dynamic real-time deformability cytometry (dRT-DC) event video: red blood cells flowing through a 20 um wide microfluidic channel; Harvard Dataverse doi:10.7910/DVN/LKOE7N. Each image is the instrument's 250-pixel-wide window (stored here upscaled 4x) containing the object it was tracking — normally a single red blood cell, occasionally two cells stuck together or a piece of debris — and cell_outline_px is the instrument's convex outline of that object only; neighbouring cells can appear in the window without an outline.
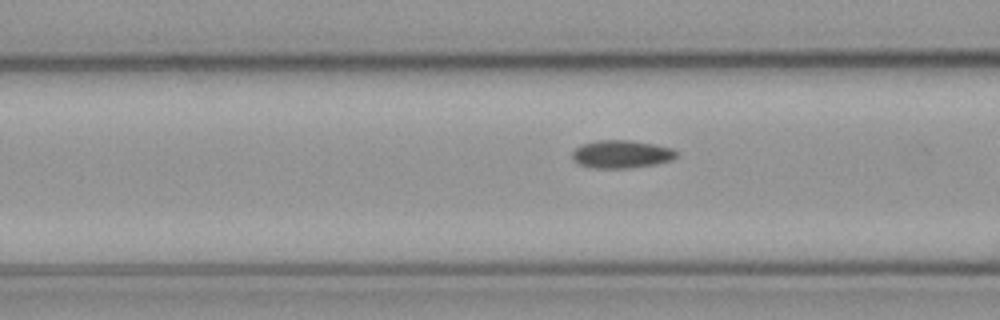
{"species": "common noctule bat (a hibernating species)", "species_latin": "Nyctalus noctula", "temperature_condition": "cold", "stored_images_in_passage": 17, "camera_frame_rate_fps": 3000, "um_per_image_px": 0.085, "animal": {"sex": "male", "body_mass_g": 23.1, "forearm_length_mm": 52.7}, "frame": {"image": 1, "passage_image": 15, "time_ms": 4.667, "image_size_px": [1000, 320], "cell_outline_px": [[676, 156], [672, 160], [656, 164], [628, 168], [596, 168], [580, 164], [572, 160], [572, 152], [580, 144], [596, 140], [628, 140], [656, 144], [672, 148], [676, 152]], "centroid_in_image_um": [52.81, 13.09], "position_along_channel_um": 113.8, "area_um2": 16.99}}